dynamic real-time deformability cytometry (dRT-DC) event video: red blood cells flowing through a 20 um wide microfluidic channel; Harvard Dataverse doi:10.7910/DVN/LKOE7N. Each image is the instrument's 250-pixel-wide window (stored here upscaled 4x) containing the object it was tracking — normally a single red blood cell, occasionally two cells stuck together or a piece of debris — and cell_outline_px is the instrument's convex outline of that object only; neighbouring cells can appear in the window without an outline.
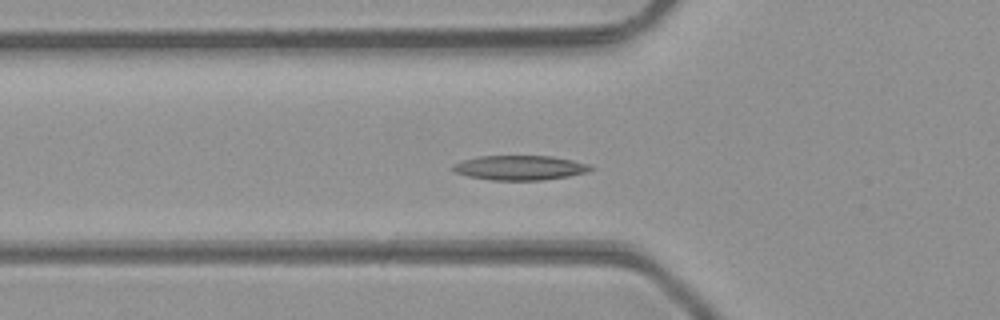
{"species": "common noctule bat (a hibernating species)", "species_latin": "Nyctalus noctula", "temperature_condition": "room temperature", "stored_images_in_passage": 49, "camera_frame_rate_fps": 3000, "um_per_image_px": 0.085, "animal": {"sex": "male", "body_mass_g": 23.1, "forearm_length_mm": 52.7}, "frame": {"image": 1, "passage_image": 17, "time_ms": 5.333, "image_size_px": [1000, 320], "cell_outline_px": [[596, 168], [588, 172], [568, 176], [540, 180], [492, 180], [468, 176], [456, 172], [452, 168], [452, 164], [476, 156], [552, 156], [592, 164]], "centroid_in_image_um": [44.24, 14.25], "position_along_channel_um": 81.6, "area_um2": 19.83}}
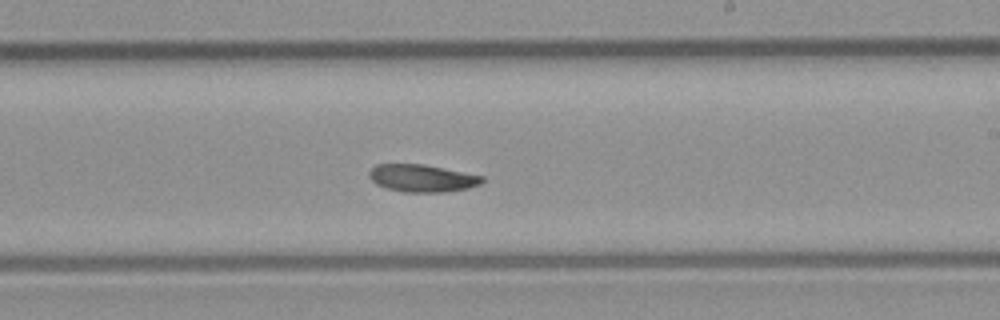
{"frame": {"image": 2, "passage_image": 29, "time_ms": 9.333, "image_size_px": [1000, 320], "cell_outline_px": [[484, 180], [480, 184], [468, 188], [444, 192], [404, 192], [388, 188], [376, 184], [368, 176], [368, 172], [376, 164], [424, 164], [484, 176]], "centroid_in_image_um": [35.88, 15.14], "position_along_channel_um": 253.1, "area_um2": 18.03}}
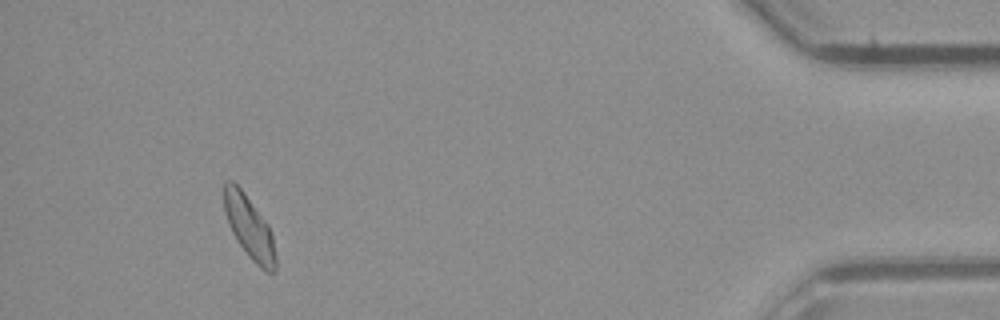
{"frame": {"image": 3, "passage_image": 45, "time_ms": 14.667, "image_size_px": [1000, 320], "cell_outline_px": [[276, 272], [268, 272], [260, 268], [248, 256], [236, 240], [228, 224], [224, 212], [224, 180], [232, 180], [244, 192], [268, 224], [272, 232], [276, 256]], "centroid_in_image_um": [21.19, 19.33], "position_along_channel_um": 414.0, "area_um2": 19.02}, "authors_computed_cell_mechanics": {"area_um2": 18.9584, "velocity_mm_per_s": 4.2656, "shape_relaxation_time_tau1_ms": 4.1275, "shape_relaxation_time_tau2_ms": 4.3135, "deformation_change_tau1": 0.1152, "deformation_change_tau2": 0.0858}}